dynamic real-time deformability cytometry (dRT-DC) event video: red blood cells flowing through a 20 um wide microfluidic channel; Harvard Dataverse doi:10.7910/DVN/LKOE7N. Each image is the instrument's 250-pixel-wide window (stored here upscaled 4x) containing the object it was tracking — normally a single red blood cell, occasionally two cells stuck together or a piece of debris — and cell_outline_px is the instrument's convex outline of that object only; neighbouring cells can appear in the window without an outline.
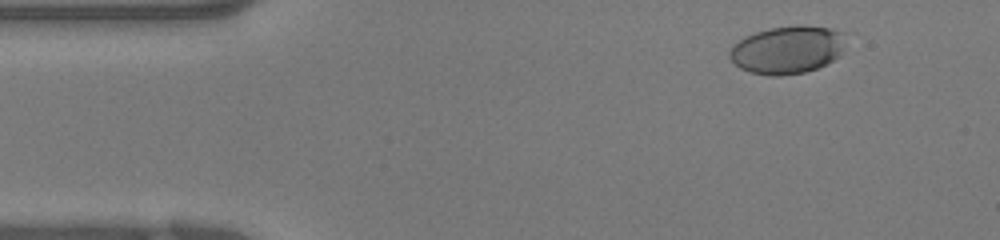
{"species": "human", "species_latin": "Homo sapiens", "temperature_condition": "warm", "stored_images_in_passage": 39, "camera_frame_rate_fps": 3000, "um_per_image_px": 0.085, "donor": {"sex": "female"}, "frame": {"image": 1, "passage_image": 4, "time_ms": 1.0, "image_size_px": [1000, 240], "cell_outline_px": [[840, 56], [816, 68], [804, 72], [780, 76], [768, 76], [752, 72], [740, 68], [728, 56], [728, 52], [732, 44], [744, 36], [756, 32], [772, 28], [832, 28], [840, 32]], "centroid_in_image_um": [66.79, 4.28], "position_along_channel_um": 18.2, "area_um2": 31.1}}
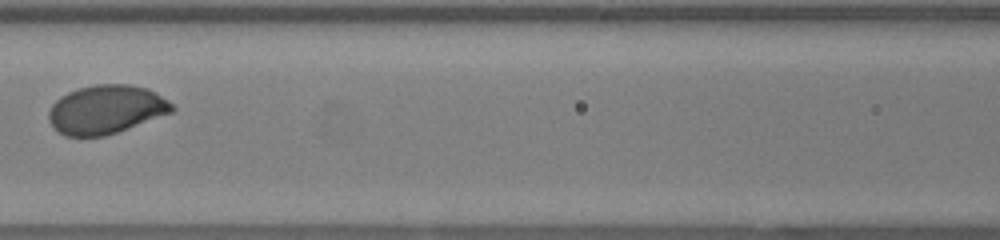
{"frame": {"image": 2, "passage_image": 17, "time_ms": 5.333, "image_size_px": [1000, 240], "cell_outline_px": [[176, 108], [172, 112], [116, 132], [104, 136], [64, 136], [48, 120], [48, 112], [52, 104], [60, 96], [68, 92], [80, 88], [96, 84], [128, 84], [148, 88], [156, 92], [168, 100]], "centroid_in_image_um": [9.01, 9.29], "position_along_channel_um": 157.6, "area_um2": 34.8}}
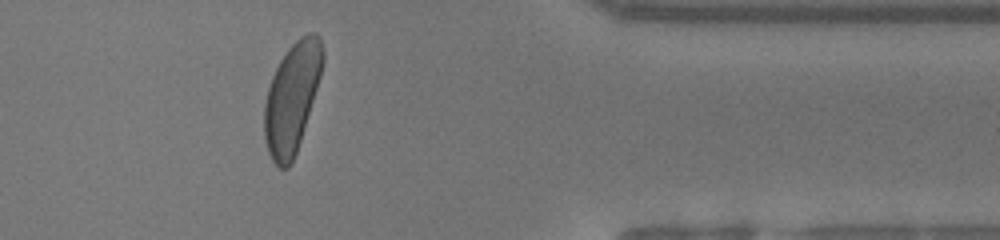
{"frame": {"image": 3, "passage_image": 32, "time_ms": 10.333, "image_size_px": [1000, 240], "cell_outline_px": [[324, 60], [320, 76], [300, 140], [296, 152], [288, 168], [280, 168], [272, 160], [268, 152], [264, 140], [264, 104], [268, 88], [272, 76], [280, 60], [288, 48], [300, 36], [308, 32], [316, 32], [320, 36], [324, 52]], "centroid_in_image_um": [24.81, 8.26], "position_along_channel_um": 386.6, "area_um2": 37.05}}